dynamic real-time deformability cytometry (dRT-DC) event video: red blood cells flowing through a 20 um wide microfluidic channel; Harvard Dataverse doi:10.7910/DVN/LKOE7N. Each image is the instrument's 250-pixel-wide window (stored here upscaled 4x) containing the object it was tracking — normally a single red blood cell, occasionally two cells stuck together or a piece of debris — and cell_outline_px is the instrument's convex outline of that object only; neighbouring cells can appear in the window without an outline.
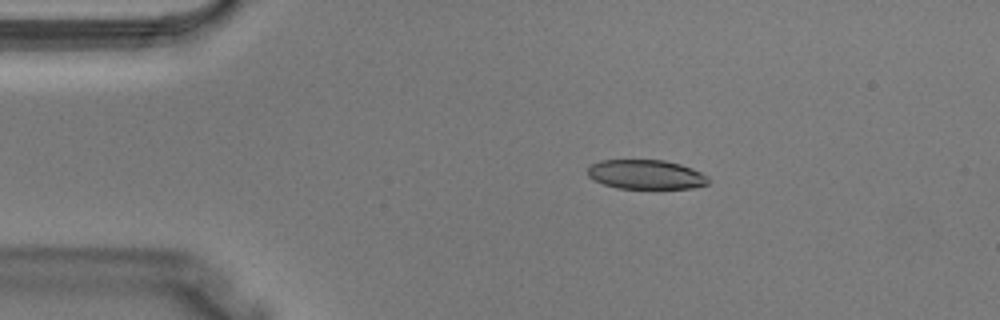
{"species": "Egyptian fruit bat (a non-hibernating species)", "species_latin": "Rousettus aegyptiacus", "temperature_condition": "warm", "stored_images_in_passage": 3, "camera_frame_rate_fps": 3000, "um_per_image_px": 0.085, "animal": {"sex": "male"}, "frame": {"image": 1, "passage_image": 2, "time_ms": 0.333, "image_size_px": [1000, 320], "cell_outline_px": [[712, 180], [708, 184], [692, 188], [616, 188], [592, 180], [588, 176], [588, 168], [592, 164], [600, 160], [664, 160], [680, 164], [692, 168], [708, 176]], "centroid_in_image_um": [54.92, 14.83], "position_along_channel_um": 30.1, "area_um2": 20.75}}